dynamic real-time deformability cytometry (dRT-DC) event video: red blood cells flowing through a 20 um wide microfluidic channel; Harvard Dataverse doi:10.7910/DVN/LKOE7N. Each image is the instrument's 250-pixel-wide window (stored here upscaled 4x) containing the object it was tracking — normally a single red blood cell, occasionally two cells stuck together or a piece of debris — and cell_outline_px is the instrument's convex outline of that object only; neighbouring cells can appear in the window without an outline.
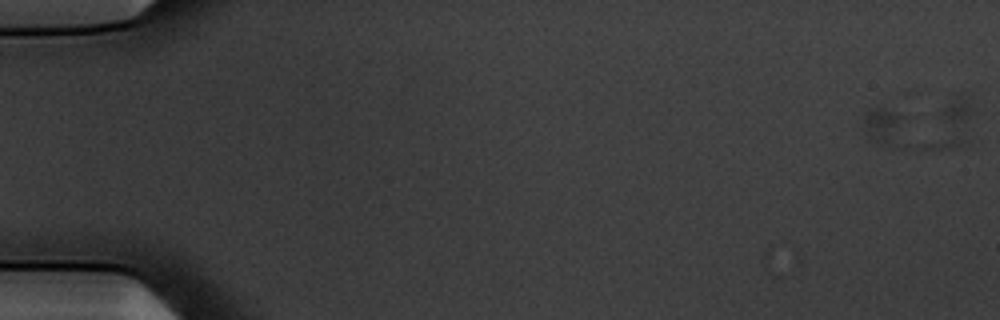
{"species": "common noctule bat (a hibernating species)", "species_latin": "Nyctalus noctula", "temperature_condition": "warm", "stored_images_in_passage": 6, "camera_frame_rate_fps": 3000, "um_per_image_px": 0.085, "animal": {"sex": "male", "body_mass_g": 20.1, "forearm_length_mm": 53.5}, "frame": {"image": 1, "passage_image": 1, "time_ms": 0.0, "image_size_px": [1000, 320], "cell_outline_px": [[968, 144], [952, 148], [896, 148], [880, 144], [868, 140], [864, 124], [864, 116], [868, 108], [884, 108], [896, 112], [968, 140]], "centroid_in_image_um": [77.03, 11.19], "position_along_channel_um": 8.0, "area_um2": 18.96}}